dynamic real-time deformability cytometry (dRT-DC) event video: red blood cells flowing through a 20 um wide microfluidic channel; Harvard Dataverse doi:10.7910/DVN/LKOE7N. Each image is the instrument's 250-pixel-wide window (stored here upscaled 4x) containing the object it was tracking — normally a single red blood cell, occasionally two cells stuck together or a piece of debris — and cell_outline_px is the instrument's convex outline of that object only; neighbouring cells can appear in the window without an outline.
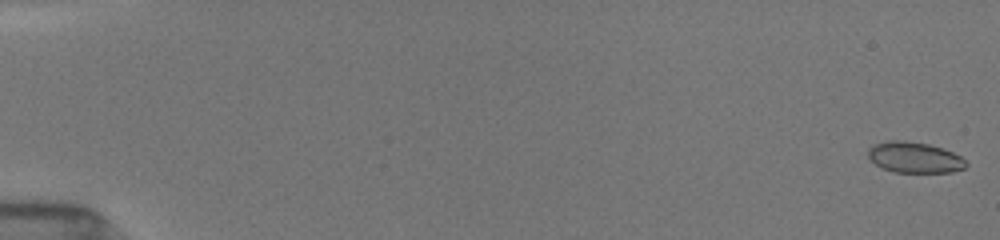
{"species": "common noctule bat (a hibernating species)", "species_latin": "Nyctalus noctula", "temperature_condition": "room temperature", "stored_images_in_passage": 71, "camera_frame_rate_fps": 3000, "um_per_image_px": 0.085, "animal": {"sex": "female", "body_mass_g": 19.5, "forearm_length_mm": 54.1}, "frame": {"image": 1, "passage_image": 1, "time_ms": 0.0, "image_size_px": [1000, 240], "cell_outline_px": [[968, 164], [964, 168], [952, 172], [892, 172], [876, 164], [868, 156], [868, 148], [876, 144], [888, 140], [904, 140], [928, 144], [944, 148], [960, 156]], "centroid_in_image_um": [77.74, 13.37], "position_along_channel_um": 7.3, "area_um2": 17.51}}
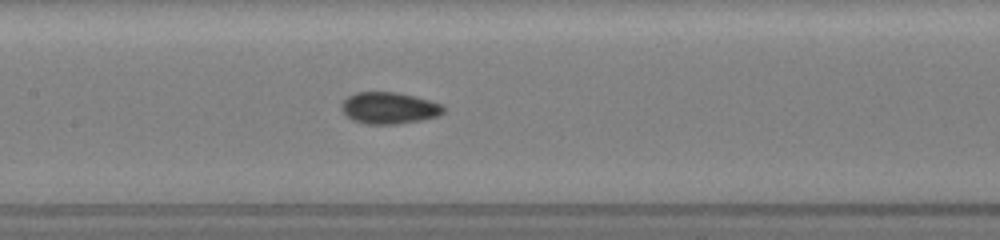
{"frame": {"image": 2, "passage_image": 31, "time_ms": 8.667, "image_size_px": [1000, 240], "cell_outline_px": [[444, 112], [440, 116], [420, 120], [396, 124], [364, 124], [352, 120], [340, 108], [340, 104], [348, 96], [356, 92], [396, 92], [416, 96], [440, 104], [444, 108]], "centroid_in_image_um": [33.05, 9.18], "position_along_channel_um": 174.3, "area_um2": 18.84}}
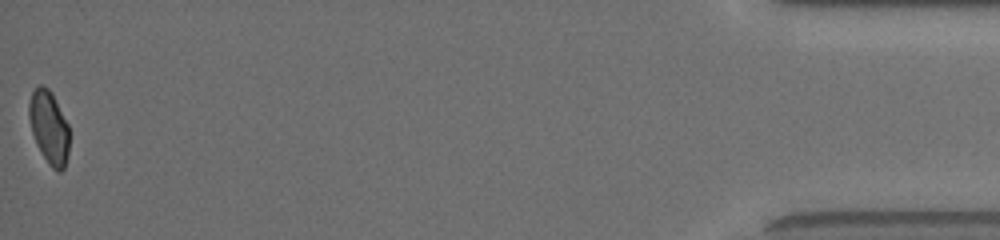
{"frame": {"image": 3, "passage_image": 70, "time_ms": 17.333, "image_size_px": [1000, 240], "cell_outline_px": [[68, 152], [64, 168], [60, 172], [56, 172], [48, 164], [36, 144], [32, 132], [28, 116], [28, 104], [32, 92], [40, 84], [48, 88], [52, 92], [68, 124]], "centroid_in_image_um": [4.15, 10.82], "position_along_channel_um": 431.0, "area_um2": 17.17}, "authors_computed_cell_mechanics": {"area_um2": 18.0336, "velocity_mm_per_s": 3.9584, "shape_relaxation_time_tau1_ms": 8.4532, "shape_relaxation_time_tau2_ms": 1.3278, "deformation_change_tau1": 0.1568, "deformation_change_tau2": 0.0589}}